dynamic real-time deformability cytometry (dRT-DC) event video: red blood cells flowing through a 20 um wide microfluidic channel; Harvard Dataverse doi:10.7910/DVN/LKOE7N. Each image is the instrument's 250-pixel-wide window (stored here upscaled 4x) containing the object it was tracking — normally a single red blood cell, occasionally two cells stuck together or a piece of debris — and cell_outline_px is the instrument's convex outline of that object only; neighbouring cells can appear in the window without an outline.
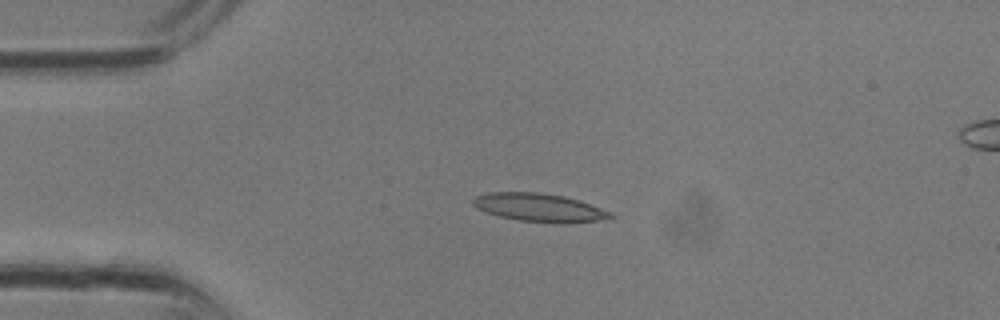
{"species": "common noctule bat (a hibernating species)", "species_latin": "Nyctalus noctula", "temperature_condition": "room temperature", "stored_images_in_passage": 12, "camera_frame_rate_fps": 3000, "um_per_image_px": 0.085, "animal": {"sex": "male", "body_mass_g": 13.3}, "frame": {"image": 1, "passage_image": 6, "time_ms": 1.667, "image_size_px": [1000, 320], "cell_outline_px": [[616, 216], [600, 220], [556, 224], [520, 220], [500, 216], [476, 208], [472, 204], [472, 200], [476, 196], [488, 192], [540, 192], [564, 196], [612, 212]], "centroid_in_image_um": [45.83, 17.64], "position_along_channel_um": 39.2, "area_um2": 22.48}}
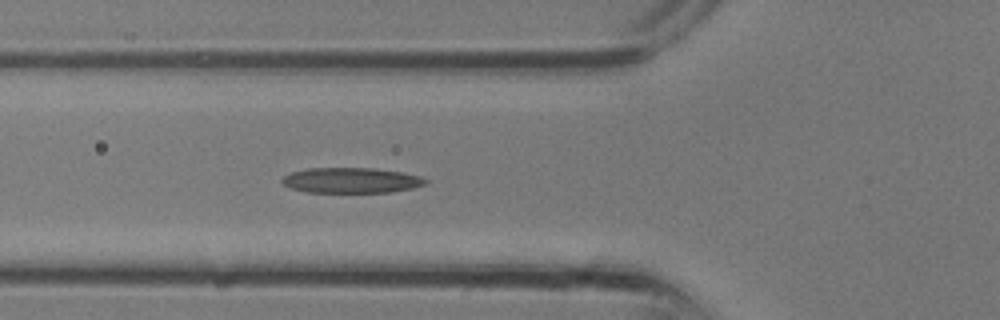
{"frame": {"image": 2, "passage_image": 10, "time_ms": 3.0, "image_size_px": [1000, 320], "cell_outline_px": [[428, 180], [424, 184], [412, 188], [392, 192], [308, 192], [292, 188], [284, 184], [280, 180], [284, 176], [292, 172], [308, 168], [372, 168], [404, 172], [420, 176]], "centroid_in_image_um": [29.87, 15.32], "position_along_channel_um": 95.9, "area_um2": 21.1}}
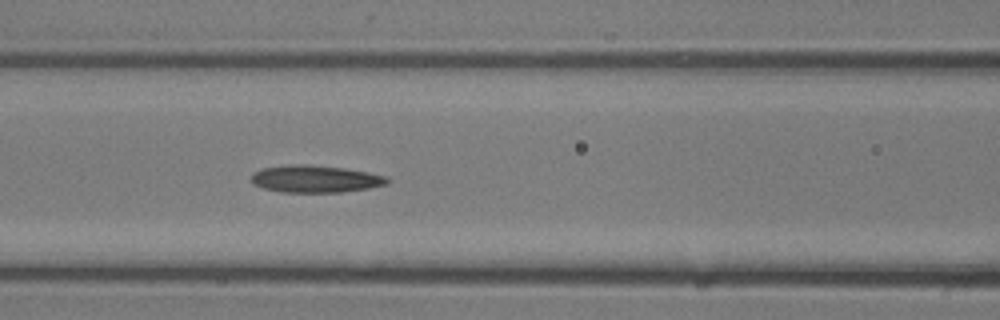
{"frame": {"image": 3, "passage_image": 12, "time_ms": 3.667, "image_size_px": [1000, 320], "cell_outline_px": [[388, 184], [368, 188], [340, 192], [280, 192], [264, 188], [252, 184], [252, 176], [256, 172], [264, 168], [292, 164], [308, 164], [344, 168], [368, 172], [384, 176], [388, 180]], "centroid_in_image_um": [26.8, 15.21], "position_along_channel_um": 139.8, "area_um2": 21.33}}